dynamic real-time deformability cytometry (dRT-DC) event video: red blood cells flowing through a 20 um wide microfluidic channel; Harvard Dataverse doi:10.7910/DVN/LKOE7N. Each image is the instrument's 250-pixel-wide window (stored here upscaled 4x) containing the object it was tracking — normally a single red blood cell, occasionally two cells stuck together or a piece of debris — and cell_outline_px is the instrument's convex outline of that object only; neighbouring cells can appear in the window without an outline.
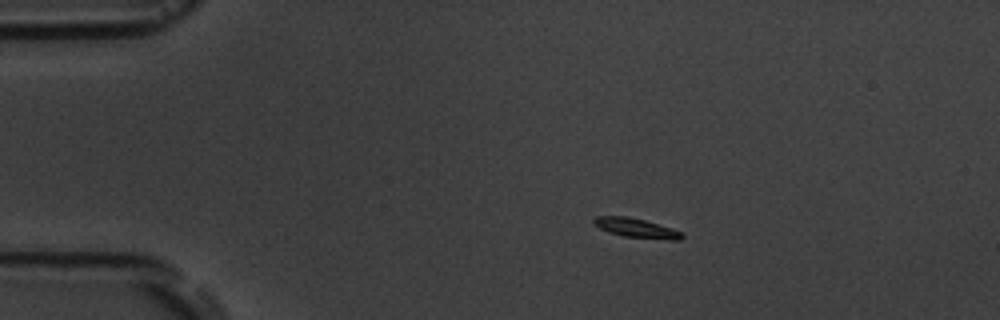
{"species": "common noctule bat (a hibernating species)", "species_latin": "Nyctalus noctula", "temperature_condition": "room temperature", "stored_images_in_passage": 5, "camera_frame_rate_fps": 3000, "um_per_image_px": 0.085, "animal": {"sex": "male", "body_mass_g": 19.5, "forearm_length_mm": 54.6}, "frame": {"image": 1, "passage_image": 3, "time_ms": 2.333, "image_size_px": [1000, 320], "cell_outline_px": [[684, 236], [680, 240], [668, 240], [624, 236], [608, 232], [592, 224], [592, 220], [596, 216], [628, 216], [644, 220], [672, 228], [684, 232]], "centroid_in_image_um": [54.1, 19.38], "position_along_channel_um": 30.9, "area_um2": 10.06}}